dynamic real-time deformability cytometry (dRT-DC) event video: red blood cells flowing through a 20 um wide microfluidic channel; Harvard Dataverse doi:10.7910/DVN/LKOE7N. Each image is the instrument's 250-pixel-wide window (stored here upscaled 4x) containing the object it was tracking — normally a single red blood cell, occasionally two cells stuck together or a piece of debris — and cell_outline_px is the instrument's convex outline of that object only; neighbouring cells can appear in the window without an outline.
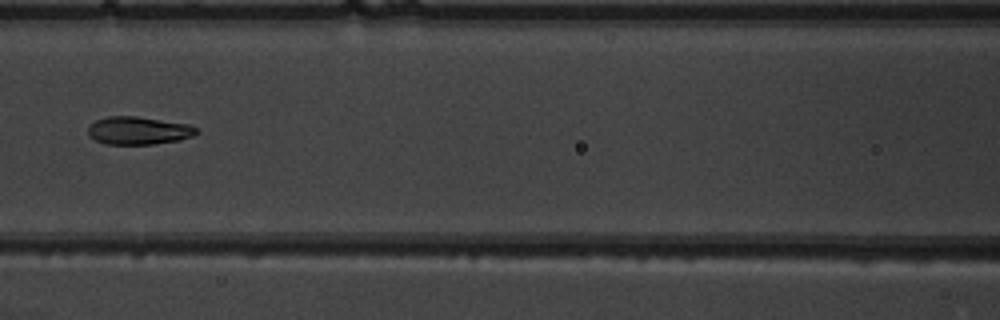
{"species": "common noctule bat (a hibernating species)", "species_latin": "Nyctalus noctula", "temperature_condition": "warm", "stored_images_in_passage": 6, "camera_frame_rate_fps": 3000, "um_per_image_px": 0.085, "animal": {"sex": "male", "body_mass_g": 19.5, "forearm_length_mm": 54.6}, "frame": {"image": 1, "passage_image": 6, "time_ms": 5.667, "image_size_px": [1000, 320], "cell_outline_px": [[200, 132], [192, 136], [180, 140], [152, 144], [104, 144], [88, 136], [88, 124], [96, 120], [108, 116], [136, 116], [192, 124]], "centroid_in_image_um": [11.77, 11.09], "position_along_channel_um": 154.8, "area_um2": 17.86}}